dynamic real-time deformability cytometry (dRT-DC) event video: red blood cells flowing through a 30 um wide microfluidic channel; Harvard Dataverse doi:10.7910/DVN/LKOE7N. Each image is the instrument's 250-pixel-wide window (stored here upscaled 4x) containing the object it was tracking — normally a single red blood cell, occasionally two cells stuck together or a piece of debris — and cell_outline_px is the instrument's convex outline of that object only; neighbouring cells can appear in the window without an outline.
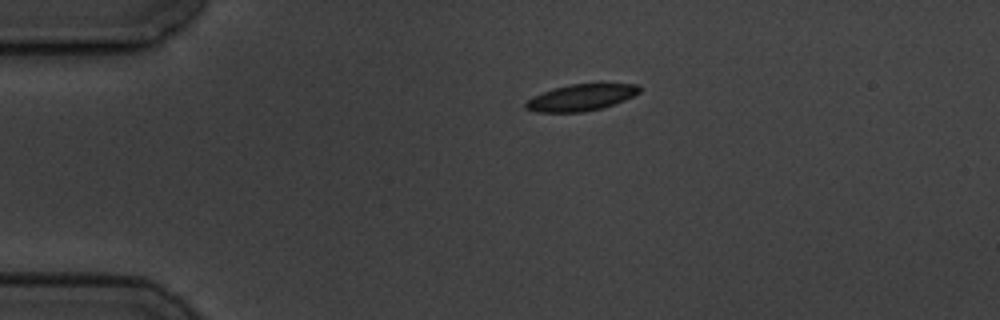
{"species": "common noctule bat (a hibernating species)", "species_latin": "Nyctalus noctula", "temperature_condition": "cold", "stored_images_in_passage": 6, "camera_frame_rate_fps": 3000, "um_per_image_px": 0.085, "animal": {"sex": "male", "body_mass_g": 19.5, "forearm_length_mm": 54.6}, "frame": {"image": 1, "passage_image": 1, "time_ms": 0.0, "image_size_px": [1000, 320], "cell_outline_px": [[640, 92], [624, 100], [604, 108], [584, 112], [536, 112], [524, 108], [524, 104], [532, 96], [552, 88], [572, 84], [640, 84]], "centroid_in_image_um": [49.36, 8.29], "position_along_channel_um": 35.6, "area_um2": 17.63}}
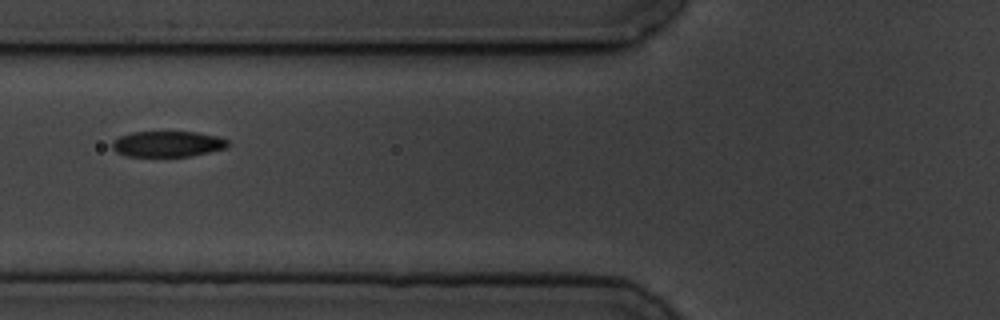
{"frame": {"image": 2, "passage_image": 3, "time_ms": 3.333, "image_size_px": [1000, 320], "cell_outline_px": [[228, 148], [192, 156], [124, 156], [116, 152], [112, 148], [112, 140], [120, 136], [132, 132], [196, 132], [216, 136], [228, 140]], "centroid_in_image_um": [14.24, 12.24], "position_along_channel_um": 111.6, "area_um2": 17.46}}
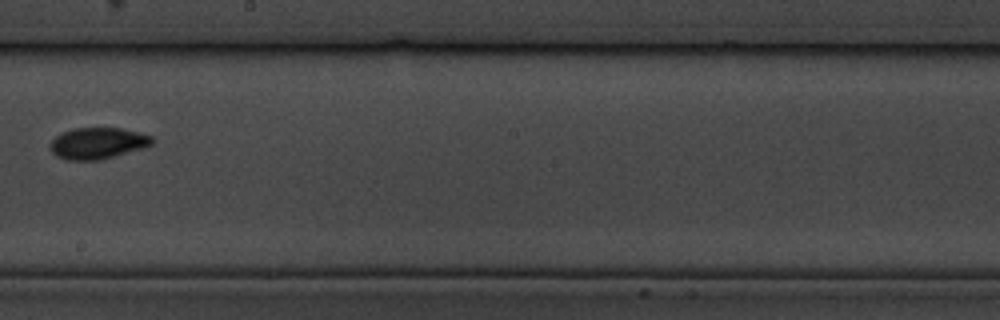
{"frame": {"image": 3, "passage_image": 6, "time_ms": 7.0, "image_size_px": [1000, 320], "cell_outline_px": [[156, 140], [152, 144], [144, 148], [100, 160], [68, 160], [56, 156], [48, 148], [52, 140], [60, 132], [72, 128], [120, 128], [140, 132], [152, 136]], "centroid_in_image_um": [8.31, 12.17], "position_along_channel_um": 239.9, "area_um2": 18.9}}